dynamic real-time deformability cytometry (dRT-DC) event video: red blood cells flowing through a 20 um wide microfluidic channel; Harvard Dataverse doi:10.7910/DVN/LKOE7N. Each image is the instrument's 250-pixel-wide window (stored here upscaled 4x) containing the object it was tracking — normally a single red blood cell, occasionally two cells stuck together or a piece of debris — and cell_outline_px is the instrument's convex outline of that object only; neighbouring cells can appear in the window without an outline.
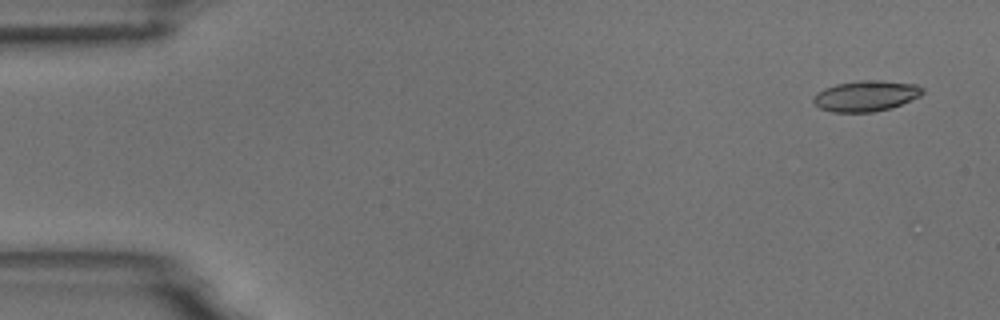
{"species": "common noctule bat (a hibernating species)", "species_latin": "Nyctalus noctula", "temperature_condition": "room temperature", "stored_images_in_passage": 5, "camera_frame_rate_fps": 3000, "um_per_image_px": 0.085, "animal": {"sex": "male", "body_mass_g": 18.8}, "frame": {"image": 1, "passage_image": 1, "time_ms": 0.0, "image_size_px": [1000, 320], "cell_outline_px": [[924, 92], [920, 96], [892, 108], [872, 112], [832, 112], [820, 108], [812, 100], [812, 96], [824, 88], [836, 84], [856, 80], [880, 80], [916, 84], [924, 88]], "centroid_in_image_um": [73.61, 8.14], "position_along_channel_um": 11.4, "area_um2": 19.71}}